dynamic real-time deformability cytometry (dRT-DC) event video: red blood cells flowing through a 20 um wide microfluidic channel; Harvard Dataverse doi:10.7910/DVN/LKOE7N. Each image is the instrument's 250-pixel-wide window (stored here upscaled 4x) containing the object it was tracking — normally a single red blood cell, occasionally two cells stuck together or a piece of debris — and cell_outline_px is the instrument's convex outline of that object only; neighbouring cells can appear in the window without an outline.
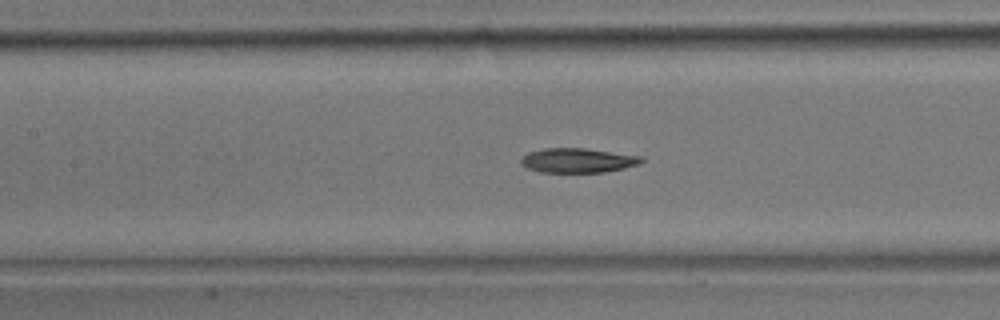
{"species": "common noctule bat (a hibernating species)", "species_latin": "Nyctalus noctula", "temperature_condition": "room temperature", "stored_images_in_passage": 39, "camera_frame_rate_fps": 3000, "um_per_image_px": 0.085, "animal": {"sex": "male", "body_mass_g": 17.9}, "frame": {"image": 1, "passage_image": 17, "time_ms": 5.333, "image_size_px": [1000, 320], "cell_outline_px": [[644, 160], [640, 164], [624, 168], [604, 172], [540, 172], [528, 168], [520, 164], [520, 160], [528, 152], [544, 148], [584, 148], [644, 156]], "centroid_in_image_um": [49.13, 13.63], "position_along_channel_um": 158.3, "area_um2": 17.28}}